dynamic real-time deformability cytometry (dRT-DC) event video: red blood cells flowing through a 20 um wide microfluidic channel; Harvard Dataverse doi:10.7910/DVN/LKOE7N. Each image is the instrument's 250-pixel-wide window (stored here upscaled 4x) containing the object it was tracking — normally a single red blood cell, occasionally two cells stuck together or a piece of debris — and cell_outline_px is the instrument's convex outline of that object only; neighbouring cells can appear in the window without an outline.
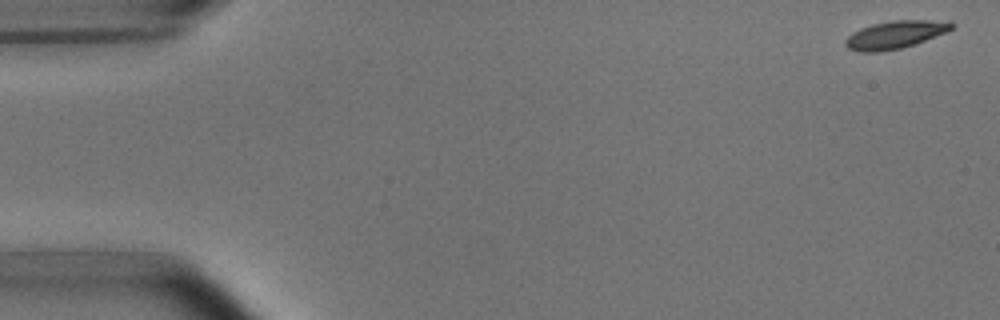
{"species": "common noctule bat (a hibernating species)", "species_latin": "Nyctalus noctula", "temperature_condition": "room temperature", "stored_images_in_passage": 5, "camera_frame_rate_fps": 3000, "um_per_image_px": 0.085, "animal": {"sex": "male", "body_mass_g": 15.6}, "frame": {"image": 1, "passage_image": 1, "time_ms": 0.0, "image_size_px": [1000, 320], "cell_outline_px": [[956, 24], [948, 32], [916, 44], [900, 48], [880, 52], [860, 52], [848, 48], [844, 44], [844, 40], [852, 32], [860, 28], [872, 24], [892, 20], [948, 20]], "centroid_in_image_um": [76.12, 2.94], "position_along_channel_um": 8.9, "area_um2": 17.51}}
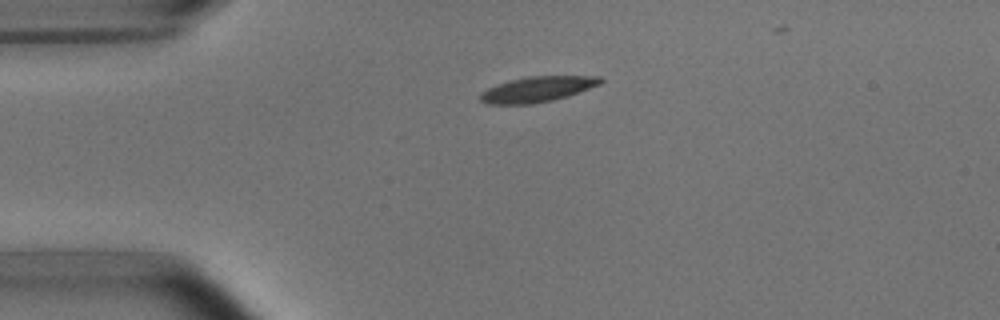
{"frame": {"image": 2, "passage_image": 4, "time_ms": 3.667, "image_size_px": [1000, 320], "cell_outline_px": [[604, 80], [600, 84], [568, 96], [552, 100], [532, 104], [488, 104], [480, 100], [480, 92], [496, 84], [528, 76], [600, 76]], "centroid_in_image_um": [45.67, 7.58], "position_along_channel_um": 39.3, "area_um2": 17.74}}